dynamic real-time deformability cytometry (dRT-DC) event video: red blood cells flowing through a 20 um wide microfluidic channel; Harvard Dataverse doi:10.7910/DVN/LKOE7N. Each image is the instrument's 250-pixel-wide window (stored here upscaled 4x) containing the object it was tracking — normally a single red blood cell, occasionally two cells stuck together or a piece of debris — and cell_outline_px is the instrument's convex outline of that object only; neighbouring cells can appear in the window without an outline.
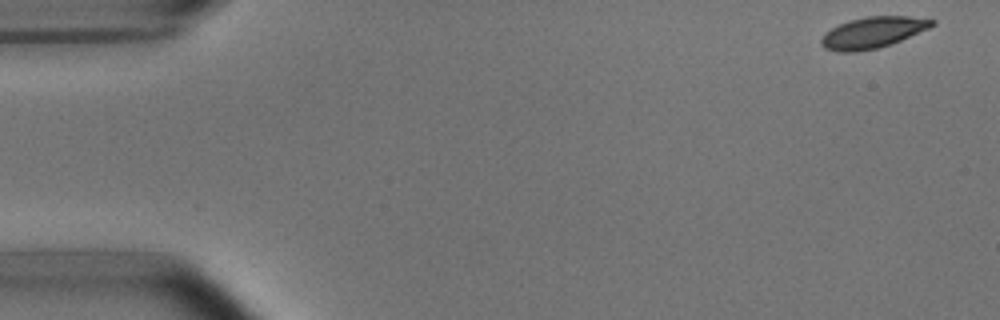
{"species": "common noctule bat (a hibernating species)", "species_latin": "Nyctalus noctula", "temperature_condition": "room temperature", "stored_images_in_passage": 12, "camera_frame_rate_fps": 3000, "um_per_image_px": 0.085, "animal": {"sex": "male", "body_mass_g": 15.6}, "frame": {"image": 1, "passage_image": 1, "time_ms": 0.0, "image_size_px": [1000, 320], "cell_outline_px": [[936, 24], [928, 28], [892, 44], [876, 48], [856, 52], [836, 52], [824, 48], [820, 44], [820, 40], [824, 32], [848, 20], [868, 16], [908, 16], [936, 20]], "centroid_in_image_um": [74.15, 2.77], "position_along_channel_um": 10.9, "area_um2": 20.17}}